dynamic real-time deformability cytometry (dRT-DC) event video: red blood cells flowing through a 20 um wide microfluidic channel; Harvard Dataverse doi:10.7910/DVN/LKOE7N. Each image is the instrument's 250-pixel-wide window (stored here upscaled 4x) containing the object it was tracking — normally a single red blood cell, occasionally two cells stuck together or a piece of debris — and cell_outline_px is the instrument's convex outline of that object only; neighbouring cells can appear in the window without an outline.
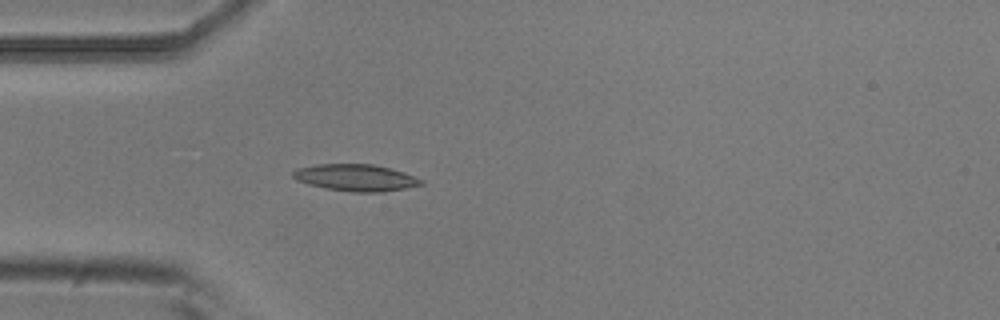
{"species": "common noctule bat (a hibernating species)", "species_latin": "Nyctalus noctula", "temperature_condition": "room temperature", "stored_images_in_passage": 4, "camera_frame_rate_fps": 3000, "um_per_image_px": 0.085, "animal": {"sex": "male", "body_mass_g": 20.5, "forearm_length_mm": 52.5}, "frame": {"image": 1, "passage_image": 4, "time_ms": 1.0, "image_size_px": [1000, 320], "cell_outline_px": [[424, 184], [404, 188], [380, 192], [352, 192], [328, 188], [308, 184], [296, 180], [292, 176], [292, 172], [296, 168], [316, 164], [372, 164], [404, 172], [424, 180]], "centroid_in_image_um": [30.22, 15.09], "position_along_channel_um": 54.8, "area_um2": 19.88}}